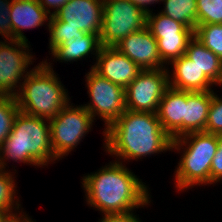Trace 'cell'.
<instances>
[{
    "label": "cell",
    "mask_w": 222,
    "mask_h": 222,
    "mask_svg": "<svg viewBox=\"0 0 222 222\" xmlns=\"http://www.w3.org/2000/svg\"><path fill=\"white\" fill-rule=\"evenodd\" d=\"M87 204L104 214L127 213L151 201L148 187L117 160L82 178Z\"/></svg>",
    "instance_id": "obj_1"
},
{
    "label": "cell",
    "mask_w": 222,
    "mask_h": 222,
    "mask_svg": "<svg viewBox=\"0 0 222 222\" xmlns=\"http://www.w3.org/2000/svg\"><path fill=\"white\" fill-rule=\"evenodd\" d=\"M103 134L105 151L118 157L117 162L171 151L172 139L162 128L156 113L126 109Z\"/></svg>",
    "instance_id": "obj_2"
},
{
    "label": "cell",
    "mask_w": 222,
    "mask_h": 222,
    "mask_svg": "<svg viewBox=\"0 0 222 222\" xmlns=\"http://www.w3.org/2000/svg\"><path fill=\"white\" fill-rule=\"evenodd\" d=\"M48 121L19 111L11 133L0 147V169L5 170L9 159L37 167L57 160L52 150Z\"/></svg>",
    "instance_id": "obj_3"
},
{
    "label": "cell",
    "mask_w": 222,
    "mask_h": 222,
    "mask_svg": "<svg viewBox=\"0 0 222 222\" xmlns=\"http://www.w3.org/2000/svg\"><path fill=\"white\" fill-rule=\"evenodd\" d=\"M62 85L50 62L42 61L30 69L15 96L20 111L48 120L54 118L70 100Z\"/></svg>",
    "instance_id": "obj_4"
},
{
    "label": "cell",
    "mask_w": 222,
    "mask_h": 222,
    "mask_svg": "<svg viewBox=\"0 0 222 222\" xmlns=\"http://www.w3.org/2000/svg\"><path fill=\"white\" fill-rule=\"evenodd\" d=\"M185 146V148H183ZM182 147V148H181ZM183 150L175 171L178 191L195 185L211 184V162L218 148V135L192 132L172 140L171 150Z\"/></svg>",
    "instance_id": "obj_5"
},
{
    "label": "cell",
    "mask_w": 222,
    "mask_h": 222,
    "mask_svg": "<svg viewBox=\"0 0 222 222\" xmlns=\"http://www.w3.org/2000/svg\"><path fill=\"white\" fill-rule=\"evenodd\" d=\"M99 35L102 47H115L126 36L146 27L147 14L130 0H103Z\"/></svg>",
    "instance_id": "obj_6"
},
{
    "label": "cell",
    "mask_w": 222,
    "mask_h": 222,
    "mask_svg": "<svg viewBox=\"0 0 222 222\" xmlns=\"http://www.w3.org/2000/svg\"><path fill=\"white\" fill-rule=\"evenodd\" d=\"M70 103L49 120L51 145L57 160L69 155L77 147L94 122L83 105L74 107Z\"/></svg>",
    "instance_id": "obj_7"
},
{
    "label": "cell",
    "mask_w": 222,
    "mask_h": 222,
    "mask_svg": "<svg viewBox=\"0 0 222 222\" xmlns=\"http://www.w3.org/2000/svg\"><path fill=\"white\" fill-rule=\"evenodd\" d=\"M85 76L91 101L83 106L93 120L96 116L100 117L105 123L104 129H107L126 110L125 89L100 76L92 68Z\"/></svg>",
    "instance_id": "obj_8"
},
{
    "label": "cell",
    "mask_w": 222,
    "mask_h": 222,
    "mask_svg": "<svg viewBox=\"0 0 222 222\" xmlns=\"http://www.w3.org/2000/svg\"><path fill=\"white\" fill-rule=\"evenodd\" d=\"M168 68L141 70L125 88L126 109L156 113L162 96L169 87Z\"/></svg>",
    "instance_id": "obj_9"
},
{
    "label": "cell",
    "mask_w": 222,
    "mask_h": 222,
    "mask_svg": "<svg viewBox=\"0 0 222 222\" xmlns=\"http://www.w3.org/2000/svg\"><path fill=\"white\" fill-rule=\"evenodd\" d=\"M29 48L28 42L21 40L0 42V95L16 96L19 93L20 81L30 72L27 68L33 62Z\"/></svg>",
    "instance_id": "obj_10"
},
{
    "label": "cell",
    "mask_w": 222,
    "mask_h": 222,
    "mask_svg": "<svg viewBox=\"0 0 222 222\" xmlns=\"http://www.w3.org/2000/svg\"><path fill=\"white\" fill-rule=\"evenodd\" d=\"M103 0H69L51 16L48 27H72L85 33L100 35Z\"/></svg>",
    "instance_id": "obj_11"
},
{
    "label": "cell",
    "mask_w": 222,
    "mask_h": 222,
    "mask_svg": "<svg viewBox=\"0 0 222 222\" xmlns=\"http://www.w3.org/2000/svg\"><path fill=\"white\" fill-rule=\"evenodd\" d=\"M115 48L141 70L167 68L160 58L157 40L147 26L126 36Z\"/></svg>",
    "instance_id": "obj_12"
},
{
    "label": "cell",
    "mask_w": 222,
    "mask_h": 222,
    "mask_svg": "<svg viewBox=\"0 0 222 222\" xmlns=\"http://www.w3.org/2000/svg\"><path fill=\"white\" fill-rule=\"evenodd\" d=\"M96 60L91 68L124 89L141 71L132 60L115 47H101Z\"/></svg>",
    "instance_id": "obj_13"
},
{
    "label": "cell",
    "mask_w": 222,
    "mask_h": 222,
    "mask_svg": "<svg viewBox=\"0 0 222 222\" xmlns=\"http://www.w3.org/2000/svg\"><path fill=\"white\" fill-rule=\"evenodd\" d=\"M186 91L168 87L156 112L162 128L172 140L184 135Z\"/></svg>",
    "instance_id": "obj_14"
},
{
    "label": "cell",
    "mask_w": 222,
    "mask_h": 222,
    "mask_svg": "<svg viewBox=\"0 0 222 222\" xmlns=\"http://www.w3.org/2000/svg\"><path fill=\"white\" fill-rule=\"evenodd\" d=\"M12 39L28 42L23 29L43 26L51 15L38 3L37 0H12L9 13Z\"/></svg>",
    "instance_id": "obj_15"
},
{
    "label": "cell",
    "mask_w": 222,
    "mask_h": 222,
    "mask_svg": "<svg viewBox=\"0 0 222 222\" xmlns=\"http://www.w3.org/2000/svg\"><path fill=\"white\" fill-rule=\"evenodd\" d=\"M169 65L173 74H169V86L184 91H209L215 85L200 68L185 55L175 59ZM170 77H172L170 79Z\"/></svg>",
    "instance_id": "obj_16"
},
{
    "label": "cell",
    "mask_w": 222,
    "mask_h": 222,
    "mask_svg": "<svg viewBox=\"0 0 222 222\" xmlns=\"http://www.w3.org/2000/svg\"><path fill=\"white\" fill-rule=\"evenodd\" d=\"M213 90L186 91L184 111V135L192 132H204Z\"/></svg>",
    "instance_id": "obj_17"
},
{
    "label": "cell",
    "mask_w": 222,
    "mask_h": 222,
    "mask_svg": "<svg viewBox=\"0 0 222 222\" xmlns=\"http://www.w3.org/2000/svg\"><path fill=\"white\" fill-rule=\"evenodd\" d=\"M101 47L99 35L86 33L63 42L51 54L57 61L73 62L85 58L90 52L97 58Z\"/></svg>",
    "instance_id": "obj_18"
},
{
    "label": "cell",
    "mask_w": 222,
    "mask_h": 222,
    "mask_svg": "<svg viewBox=\"0 0 222 222\" xmlns=\"http://www.w3.org/2000/svg\"><path fill=\"white\" fill-rule=\"evenodd\" d=\"M184 55L194 61L216 86L222 85V60L195 36L189 41Z\"/></svg>",
    "instance_id": "obj_19"
},
{
    "label": "cell",
    "mask_w": 222,
    "mask_h": 222,
    "mask_svg": "<svg viewBox=\"0 0 222 222\" xmlns=\"http://www.w3.org/2000/svg\"><path fill=\"white\" fill-rule=\"evenodd\" d=\"M152 13V11L147 13L146 26L154 37L194 36V31L181 22L160 12L156 15Z\"/></svg>",
    "instance_id": "obj_20"
},
{
    "label": "cell",
    "mask_w": 222,
    "mask_h": 222,
    "mask_svg": "<svg viewBox=\"0 0 222 222\" xmlns=\"http://www.w3.org/2000/svg\"><path fill=\"white\" fill-rule=\"evenodd\" d=\"M164 10L160 13L179 21L194 32L197 27V0H162Z\"/></svg>",
    "instance_id": "obj_21"
},
{
    "label": "cell",
    "mask_w": 222,
    "mask_h": 222,
    "mask_svg": "<svg viewBox=\"0 0 222 222\" xmlns=\"http://www.w3.org/2000/svg\"><path fill=\"white\" fill-rule=\"evenodd\" d=\"M194 36L154 37L157 40L158 52L162 62L171 63L185 54L189 41Z\"/></svg>",
    "instance_id": "obj_22"
},
{
    "label": "cell",
    "mask_w": 222,
    "mask_h": 222,
    "mask_svg": "<svg viewBox=\"0 0 222 222\" xmlns=\"http://www.w3.org/2000/svg\"><path fill=\"white\" fill-rule=\"evenodd\" d=\"M19 111L15 96L0 95V147L11 133L13 122Z\"/></svg>",
    "instance_id": "obj_23"
},
{
    "label": "cell",
    "mask_w": 222,
    "mask_h": 222,
    "mask_svg": "<svg viewBox=\"0 0 222 222\" xmlns=\"http://www.w3.org/2000/svg\"><path fill=\"white\" fill-rule=\"evenodd\" d=\"M194 36L222 60V24L197 25Z\"/></svg>",
    "instance_id": "obj_24"
},
{
    "label": "cell",
    "mask_w": 222,
    "mask_h": 222,
    "mask_svg": "<svg viewBox=\"0 0 222 222\" xmlns=\"http://www.w3.org/2000/svg\"><path fill=\"white\" fill-rule=\"evenodd\" d=\"M11 173L12 172L0 169V209L5 211H12L14 208V211L20 210L19 206H21L17 197L15 201L16 186L14 176Z\"/></svg>",
    "instance_id": "obj_25"
},
{
    "label": "cell",
    "mask_w": 222,
    "mask_h": 222,
    "mask_svg": "<svg viewBox=\"0 0 222 222\" xmlns=\"http://www.w3.org/2000/svg\"><path fill=\"white\" fill-rule=\"evenodd\" d=\"M222 24V0H197V25Z\"/></svg>",
    "instance_id": "obj_26"
},
{
    "label": "cell",
    "mask_w": 222,
    "mask_h": 222,
    "mask_svg": "<svg viewBox=\"0 0 222 222\" xmlns=\"http://www.w3.org/2000/svg\"><path fill=\"white\" fill-rule=\"evenodd\" d=\"M204 132L222 134V98L218 97L214 91Z\"/></svg>",
    "instance_id": "obj_27"
},
{
    "label": "cell",
    "mask_w": 222,
    "mask_h": 222,
    "mask_svg": "<svg viewBox=\"0 0 222 222\" xmlns=\"http://www.w3.org/2000/svg\"><path fill=\"white\" fill-rule=\"evenodd\" d=\"M50 32L49 50L53 52L65 41L74 38L75 35H85L86 33L72 27H48Z\"/></svg>",
    "instance_id": "obj_28"
},
{
    "label": "cell",
    "mask_w": 222,
    "mask_h": 222,
    "mask_svg": "<svg viewBox=\"0 0 222 222\" xmlns=\"http://www.w3.org/2000/svg\"><path fill=\"white\" fill-rule=\"evenodd\" d=\"M11 4L12 0H0V34L5 38V41L12 40V27L9 17Z\"/></svg>",
    "instance_id": "obj_29"
},
{
    "label": "cell",
    "mask_w": 222,
    "mask_h": 222,
    "mask_svg": "<svg viewBox=\"0 0 222 222\" xmlns=\"http://www.w3.org/2000/svg\"><path fill=\"white\" fill-rule=\"evenodd\" d=\"M222 181V134L218 135V148L211 162V184Z\"/></svg>",
    "instance_id": "obj_30"
},
{
    "label": "cell",
    "mask_w": 222,
    "mask_h": 222,
    "mask_svg": "<svg viewBox=\"0 0 222 222\" xmlns=\"http://www.w3.org/2000/svg\"><path fill=\"white\" fill-rule=\"evenodd\" d=\"M99 222H141L132 211L127 213L104 214Z\"/></svg>",
    "instance_id": "obj_31"
},
{
    "label": "cell",
    "mask_w": 222,
    "mask_h": 222,
    "mask_svg": "<svg viewBox=\"0 0 222 222\" xmlns=\"http://www.w3.org/2000/svg\"><path fill=\"white\" fill-rule=\"evenodd\" d=\"M38 3L51 15L54 16L60 8L65 5L69 0H37ZM54 8L53 12L49 8Z\"/></svg>",
    "instance_id": "obj_32"
},
{
    "label": "cell",
    "mask_w": 222,
    "mask_h": 222,
    "mask_svg": "<svg viewBox=\"0 0 222 222\" xmlns=\"http://www.w3.org/2000/svg\"><path fill=\"white\" fill-rule=\"evenodd\" d=\"M132 3H134L136 6H138L140 9H142L146 14L150 13L148 5H152L154 3H158L162 0H130Z\"/></svg>",
    "instance_id": "obj_33"
},
{
    "label": "cell",
    "mask_w": 222,
    "mask_h": 222,
    "mask_svg": "<svg viewBox=\"0 0 222 222\" xmlns=\"http://www.w3.org/2000/svg\"><path fill=\"white\" fill-rule=\"evenodd\" d=\"M28 218L29 217L27 214H25L24 216L22 212L21 213L19 212V215H18V212H17V213L12 214L5 222H26Z\"/></svg>",
    "instance_id": "obj_34"
},
{
    "label": "cell",
    "mask_w": 222,
    "mask_h": 222,
    "mask_svg": "<svg viewBox=\"0 0 222 222\" xmlns=\"http://www.w3.org/2000/svg\"><path fill=\"white\" fill-rule=\"evenodd\" d=\"M13 213V211H5L0 209V222H5Z\"/></svg>",
    "instance_id": "obj_35"
},
{
    "label": "cell",
    "mask_w": 222,
    "mask_h": 222,
    "mask_svg": "<svg viewBox=\"0 0 222 222\" xmlns=\"http://www.w3.org/2000/svg\"><path fill=\"white\" fill-rule=\"evenodd\" d=\"M26 222H33V220H31L30 218H28L27 220H26ZM35 222V221H34Z\"/></svg>",
    "instance_id": "obj_36"
}]
</instances>
